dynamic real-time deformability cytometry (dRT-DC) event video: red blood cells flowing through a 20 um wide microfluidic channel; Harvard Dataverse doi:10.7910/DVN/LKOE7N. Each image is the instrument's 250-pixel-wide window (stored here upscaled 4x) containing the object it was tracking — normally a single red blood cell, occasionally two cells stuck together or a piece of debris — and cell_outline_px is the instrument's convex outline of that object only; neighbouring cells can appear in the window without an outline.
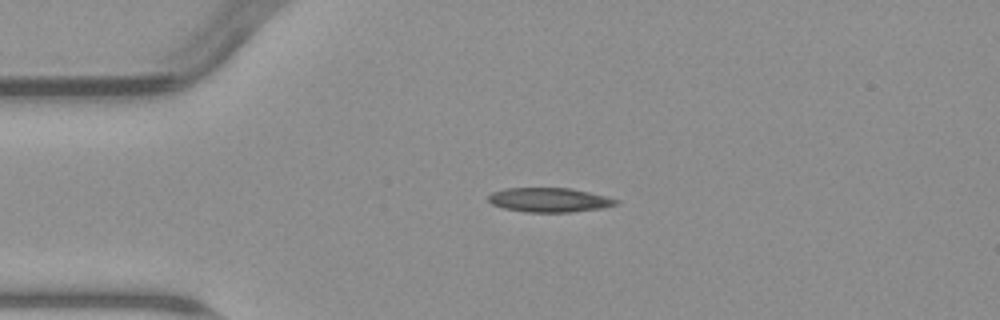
{"species": "common noctule bat (a hibernating species)", "species_latin": "Nyctalus noctula", "temperature_condition": "warm", "stored_images_in_passage": 2, "camera_frame_rate_fps": 3000, "um_per_image_px": 0.085, "animal": {"sex": "male", "body_mass_g": 23.1, "forearm_length_mm": 52.7}, "frame": {"image": 1, "passage_image": 1, "time_ms": 0.0, "image_size_px": [1000, 320], "cell_outline_px": [[620, 204], [600, 208], [572, 212], [524, 212], [504, 208], [492, 204], [488, 200], [488, 196], [492, 192], [504, 188], [572, 188], [620, 200]], "centroid_in_image_um": [46.68, 16.99], "position_along_channel_um": 38.3, "area_um2": 18.09}}